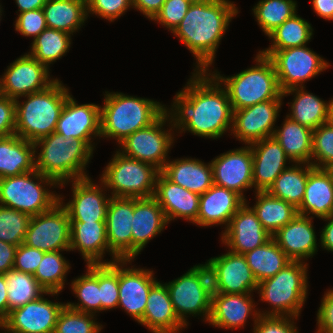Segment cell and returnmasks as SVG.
Wrapping results in <instances>:
<instances>
[{
    "instance_id": "cell-1",
    "label": "cell",
    "mask_w": 333,
    "mask_h": 333,
    "mask_svg": "<svg viewBox=\"0 0 333 333\" xmlns=\"http://www.w3.org/2000/svg\"><path fill=\"white\" fill-rule=\"evenodd\" d=\"M211 76V77H210ZM176 132L218 139L232 131L233 110L222 84L208 71H194L170 109Z\"/></svg>"
},
{
    "instance_id": "cell-2",
    "label": "cell",
    "mask_w": 333,
    "mask_h": 333,
    "mask_svg": "<svg viewBox=\"0 0 333 333\" xmlns=\"http://www.w3.org/2000/svg\"><path fill=\"white\" fill-rule=\"evenodd\" d=\"M238 12L230 0H207L190 5L172 34L194 55L197 64L194 71H209L220 40Z\"/></svg>"
},
{
    "instance_id": "cell-3",
    "label": "cell",
    "mask_w": 333,
    "mask_h": 333,
    "mask_svg": "<svg viewBox=\"0 0 333 333\" xmlns=\"http://www.w3.org/2000/svg\"><path fill=\"white\" fill-rule=\"evenodd\" d=\"M34 145L35 153L40 148L35 154V170L53 179L59 188L73 180L89 177L85 170L93 150L82 139L65 138L53 132Z\"/></svg>"
},
{
    "instance_id": "cell-4",
    "label": "cell",
    "mask_w": 333,
    "mask_h": 333,
    "mask_svg": "<svg viewBox=\"0 0 333 333\" xmlns=\"http://www.w3.org/2000/svg\"><path fill=\"white\" fill-rule=\"evenodd\" d=\"M100 107L101 137L120 144L135 131L154 123L168 108L152 99L108 92ZM166 106V107H165Z\"/></svg>"
},
{
    "instance_id": "cell-5",
    "label": "cell",
    "mask_w": 333,
    "mask_h": 333,
    "mask_svg": "<svg viewBox=\"0 0 333 333\" xmlns=\"http://www.w3.org/2000/svg\"><path fill=\"white\" fill-rule=\"evenodd\" d=\"M69 94V89L56 78L46 89L23 96V102L16 99L15 135L35 143L55 132Z\"/></svg>"
},
{
    "instance_id": "cell-6",
    "label": "cell",
    "mask_w": 333,
    "mask_h": 333,
    "mask_svg": "<svg viewBox=\"0 0 333 333\" xmlns=\"http://www.w3.org/2000/svg\"><path fill=\"white\" fill-rule=\"evenodd\" d=\"M255 66L233 76L223 77L220 72L209 70L225 88L232 110L246 108L268 100H282L276 70L271 59L257 53ZM212 72V73H211Z\"/></svg>"
},
{
    "instance_id": "cell-7",
    "label": "cell",
    "mask_w": 333,
    "mask_h": 333,
    "mask_svg": "<svg viewBox=\"0 0 333 333\" xmlns=\"http://www.w3.org/2000/svg\"><path fill=\"white\" fill-rule=\"evenodd\" d=\"M308 264L291 261L275 276L258 283L262 302L271 305V311H260V316H289L298 318L308 296Z\"/></svg>"
},
{
    "instance_id": "cell-8",
    "label": "cell",
    "mask_w": 333,
    "mask_h": 333,
    "mask_svg": "<svg viewBox=\"0 0 333 333\" xmlns=\"http://www.w3.org/2000/svg\"><path fill=\"white\" fill-rule=\"evenodd\" d=\"M47 186L59 188L53 179L45 177L37 170L2 178L0 179V205L30 216L38 215L59 202V194L50 192Z\"/></svg>"
},
{
    "instance_id": "cell-9",
    "label": "cell",
    "mask_w": 333,
    "mask_h": 333,
    "mask_svg": "<svg viewBox=\"0 0 333 333\" xmlns=\"http://www.w3.org/2000/svg\"><path fill=\"white\" fill-rule=\"evenodd\" d=\"M160 170L152 164L124 156L116 151L100 177L111 197H154ZM110 189V190H109Z\"/></svg>"
},
{
    "instance_id": "cell-10",
    "label": "cell",
    "mask_w": 333,
    "mask_h": 333,
    "mask_svg": "<svg viewBox=\"0 0 333 333\" xmlns=\"http://www.w3.org/2000/svg\"><path fill=\"white\" fill-rule=\"evenodd\" d=\"M175 313L187 327V315L203 316L209 321L212 303V285L209 269L206 264H198L190 268L182 276L165 283Z\"/></svg>"
},
{
    "instance_id": "cell-11",
    "label": "cell",
    "mask_w": 333,
    "mask_h": 333,
    "mask_svg": "<svg viewBox=\"0 0 333 333\" xmlns=\"http://www.w3.org/2000/svg\"><path fill=\"white\" fill-rule=\"evenodd\" d=\"M166 122H169L167 130L163 128ZM175 128L174 118L167 109L150 126L135 131L123 140L118 151L126 157L152 164L161 171L169 159L167 155L175 140L171 131Z\"/></svg>"
},
{
    "instance_id": "cell-12",
    "label": "cell",
    "mask_w": 333,
    "mask_h": 333,
    "mask_svg": "<svg viewBox=\"0 0 333 333\" xmlns=\"http://www.w3.org/2000/svg\"><path fill=\"white\" fill-rule=\"evenodd\" d=\"M259 52L271 59L275 66L280 90L283 92L294 87H303L330 67L329 63L306 45L278 51Z\"/></svg>"
},
{
    "instance_id": "cell-13",
    "label": "cell",
    "mask_w": 333,
    "mask_h": 333,
    "mask_svg": "<svg viewBox=\"0 0 333 333\" xmlns=\"http://www.w3.org/2000/svg\"><path fill=\"white\" fill-rule=\"evenodd\" d=\"M23 244L43 252H70V220L60 201L51 209L31 216Z\"/></svg>"
},
{
    "instance_id": "cell-14",
    "label": "cell",
    "mask_w": 333,
    "mask_h": 333,
    "mask_svg": "<svg viewBox=\"0 0 333 333\" xmlns=\"http://www.w3.org/2000/svg\"><path fill=\"white\" fill-rule=\"evenodd\" d=\"M205 264L210 273L212 293L244 294L257 291L258 282L243 254L228 250L221 256L210 258Z\"/></svg>"
},
{
    "instance_id": "cell-15",
    "label": "cell",
    "mask_w": 333,
    "mask_h": 333,
    "mask_svg": "<svg viewBox=\"0 0 333 333\" xmlns=\"http://www.w3.org/2000/svg\"><path fill=\"white\" fill-rule=\"evenodd\" d=\"M7 67L0 78L1 93L14 100L42 91L56 80L51 79L50 69L29 53L21 55Z\"/></svg>"
},
{
    "instance_id": "cell-16",
    "label": "cell",
    "mask_w": 333,
    "mask_h": 333,
    "mask_svg": "<svg viewBox=\"0 0 333 333\" xmlns=\"http://www.w3.org/2000/svg\"><path fill=\"white\" fill-rule=\"evenodd\" d=\"M283 100H268L233 111L231 135L245 145L272 137ZM233 133V134H232Z\"/></svg>"
},
{
    "instance_id": "cell-17",
    "label": "cell",
    "mask_w": 333,
    "mask_h": 333,
    "mask_svg": "<svg viewBox=\"0 0 333 333\" xmlns=\"http://www.w3.org/2000/svg\"><path fill=\"white\" fill-rule=\"evenodd\" d=\"M71 182V200L66 204L63 196L59 195V201L67 210L70 222H105L111 196H107L104 183L101 181L99 186L90 177Z\"/></svg>"
},
{
    "instance_id": "cell-18",
    "label": "cell",
    "mask_w": 333,
    "mask_h": 333,
    "mask_svg": "<svg viewBox=\"0 0 333 333\" xmlns=\"http://www.w3.org/2000/svg\"><path fill=\"white\" fill-rule=\"evenodd\" d=\"M65 305L50 301L42 295L9 312L1 325L12 333H53Z\"/></svg>"
},
{
    "instance_id": "cell-19",
    "label": "cell",
    "mask_w": 333,
    "mask_h": 333,
    "mask_svg": "<svg viewBox=\"0 0 333 333\" xmlns=\"http://www.w3.org/2000/svg\"><path fill=\"white\" fill-rule=\"evenodd\" d=\"M211 165L213 184L233 190L246 200L243 192L253 187V157L250 145L220 154L211 161Z\"/></svg>"
},
{
    "instance_id": "cell-20",
    "label": "cell",
    "mask_w": 333,
    "mask_h": 333,
    "mask_svg": "<svg viewBox=\"0 0 333 333\" xmlns=\"http://www.w3.org/2000/svg\"><path fill=\"white\" fill-rule=\"evenodd\" d=\"M100 107L94 103L78 104L68 95L59 116L55 132L65 138L82 139L92 150L93 138H101Z\"/></svg>"
},
{
    "instance_id": "cell-21",
    "label": "cell",
    "mask_w": 333,
    "mask_h": 333,
    "mask_svg": "<svg viewBox=\"0 0 333 333\" xmlns=\"http://www.w3.org/2000/svg\"><path fill=\"white\" fill-rule=\"evenodd\" d=\"M133 260H119L118 307L138 323L142 320L151 287L158 281L153 270L127 267ZM126 266V267H125Z\"/></svg>"
},
{
    "instance_id": "cell-22",
    "label": "cell",
    "mask_w": 333,
    "mask_h": 333,
    "mask_svg": "<svg viewBox=\"0 0 333 333\" xmlns=\"http://www.w3.org/2000/svg\"><path fill=\"white\" fill-rule=\"evenodd\" d=\"M272 238L262 226L256 213L246 202L231 218L228 227L221 234V241L229 251L245 254L264 245Z\"/></svg>"
},
{
    "instance_id": "cell-23",
    "label": "cell",
    "mask_w": 333,
    "mask_h": 333,
    "mask_svg": "<svg viewBox=\"0 0 333 333\" xmlns=\"http://www.w3.org/2000/svg\"><path fill=\"white\" fill-rule=\"evenodd\" d=\"M134 198L111 197L106 215L109 249L120 260H132Z\"/></svg>"
},
{
    "instance_id": "cell-24",
    "label": "cell",
    "mask_w": 333,
    "mask_h": 333,
    "mask_svg": "<svg viewBox=\"0 0 333 333\" xmlns=\"http://www.w3.org/2000/svg\"><path fill=\"white\" fill-rule=\"evenodd\" d=\"M252 296L251 293H212L209 325L229 330L241 329L250 316L255 324L260 311L255 310L257 306Z\"/></svg>"
},
{
    "instance_id": "cell-25",
    "label": "cell",
    "mask_w": 333,
    "mask_h": 333,
    "mask_svg": "<svg viewBox=\"0 0 333 333\" xmlns=\"http://www.w3.org/2000/svg\"><path fill=\"white\" fill-rule=\"evenodd\" d=\"M250 147L255 192L268 191L275 179L289 167L286 165L288 161L291 163V160L273 136L251 143Z\"/></svg>"
},
{
    "instance_id": "cell-26",
    "label": "cell",
    "mask_w": 333,
    "mask_h": 333,
    "mask_svg": "<svg viewBox=\"0 0 333 333\" xmlns=\"http://www.w3.org/2000/svg\"><path fill=\"white\" fill-rule=\"evenodd\" d=\"M313 218L297 214L289 223L279 229L272 238L291 261L308 260L317 253V237Z\"/></svg>"
},
{
    "instance_id": "cell-27",
    "label": "cell",
    "mask_w": 333,
    "mask_h": 333,
    "mask_svg": "<svg viewBox=\"0 0 333 333\" xmlns=\"http://www.w3.org/2000/svg\"><path fill=\"white\" fill-rule=\"evenodd\" d=\"M246 200L237 192L213 184L205 193L200 195L197 221L199 227L226 225Z\"/></svg>"
},
{
    "instance_id": "cell-28",
    "label": "cell",
    "mask_w": 333,
    "mask_h": 333,
    "mask_svg": "<svg viewBox=\"0 0 333 333\" xmlns=\"http://www.w3.org/2000/svg\"><path fill=\"white\" fill-rule=\"evenodd\" d=\"M154 198L161 206L168 223L176 218L193 224L197 221L200 195L174 184L161 172L156 180Z\"/></svg>"
},
{
    "instance_id": "cell-29",
    "label": "cell",
    "mask_w": 333,
    "mask_h": 333,
    "mask_svg": "<svg viewBox=\"0 0 333 333\" xmlns=\"http://www.w3.org/2000/svg\"><path fill=\"white\" fill-rule=\"evenodd\" d=\"M81 253L86 264H109L120 260L108 246L106 222H70V251ZM105 252L112 255L103 260Z\"/></svg>"
},
{
    "instance_id": "cell-30",
    "label": "cell",
    "mask_w": 333,
    "mask_h": 333,
    "mask_svg": "<svg viewBox=\"0 0 333 333\" xmlns=\"http://www.w3.org/2000/svg\"><path fill=\"white\" fill-rule=\"evenodd\" d=\"M168 221L154 197L134 198L132 221V260L145 248L146 244L166 228Z\"/></svg>"
},
{
    "instance_id": "cell-31",
    "label": "cell",
    "mask_w": 333,
    "mask_h": 333,
    "mask_svg": "<svg viewBox=\"0 0 333 333\" xmlns=\"http://www.w3.org/2000/svg\"><path fill=\"white\" fill-rule=\"evenodd\" d=\"M298 214L319 219L333 216V172L310 164V173ZM312 215V216H310ZM314 215V217H313Z\"/></svg>"
},
{
    "instance_id": "cell-32",
    "label": "cell",
    "mask_w": 333,
    "mask_h": 333,
    "mask_svg": "<svg viewBox=\"0 0 333 333\" xmlns=\"http://www.w3.org/2000/svg\"><path fill=\"white\" fill-rule=\"evenodd\" d=\"M139 323L152 333H180L186 327L175 313L165 283L157 281L151 287L145 312Z\"/></svg>"
},
{
    "instance_id": "cell-33",
    "label": "cell",
    "mask_w": 333,
    "mask_h": 333,
    "mask_svg": "<svg viewBox=\"0 0 333 333\" xmlns=\"http://www.w3.org/2000/svg\"><path fill=\"white\" fill-rule=\"evenodd\" d=\"M160 172L174 184L198 195H202L213 185L211 162L206 164L195 158L168 160Z\"/></svg>"
},
{
    "instance_id": "cell-34",
    "label": "cell",
    "mask_w": 333,
    "mask_h": 333,
    "mask_svg": "<svg viewBox=\"0 0 333 333\" xmlns=\"http://www.w3.org/2000/svg\"><path fill=\"white\" fill-rule=\"evenodd\" d=\"M290 94H294V99L290 102V113L286 116L291 120L311 130L328 122L331 100L327 103L313 93L306 91L304 86L290 88L282 92L283 98Z\"/></svg>"
},
{
    "instance_id": "cell-35",
    "label": "cell",
    "mask_w": 333,
    "mask_h": 333,
    "mask_svg": "<svg viewBox=\"0 0 333 333\" xmlns=\"http://www.w3.org/2000/svg\"><path fill=\"white\" fill-rule=\"evenodd\" d=\"M35 145L18 135L0 137V179L35 170Z\"/></svg>"
},
{
    "instance_id": "cell-36",
    "label": "cell",
    "mask_w": 333,
    "mask_h": 333,
    "mask_svg": "<svg viewBox=\"0 0 333 333\" xmlns=\"http://www.w3.org/2000/svg\"><path fill=\"white\" fill-rule=\"evenodd\" d=\"M47 28L77 32L87 20L86 0H47L42 8Z\"/></svg>"
},
{
    "instance_id": "cell-37",
    "label": "cell",
    "mask_w": 333,
    "mask_h": 333,
    "mask_svg": "<svg viewBox=\"0 0 333 333\" xmlns=\"http://www.w3.org/2000/svg\"><path fill=\"white\" fill-rule=\"evenodd\" d=\"M313 130L286 116L282 126L275 129L273 137L293 163L311 164Z\"/></svg>"
},
{
    "instance_id": "cell-38",
    "label": "cell",
    "mask_w": 333,
    "mask_h": 333,
    "mask_svg": "<svg viewBox=\"0 0 333 333\" xmlns=\"http://www.w3.org/2000/svg\"><path fill=\"white\" fill-rule=\"evenodd\" d=\"M256 204L251 207L263 228L274 235L289 223L297 214V208L282 199L272 196L268 191L255 192Z\"/></svg>"
},
{
    "instance_id": "cell-39",
    "label": "cell",
    "mask_w": 333,
    "mask_h": 333,
    "mask_svg": "<svg viewBox=\"0 0 333 333\" xmlns=\"http://www.w3.org/2000/svg\"><path fill=\"white\" fill-rule=\"evenodd\" d=\"M243 255L258 283L275 276L291 262L273 238Z\"/></svg>"
},
{
    "instance_id": "cell-40",
    "label": "cell",
    "mask_w": 333,
    "mask_h": 333,
    "mask_svg": "<svg viewBox=\"0 0 333 333\" xmlns=\"http://www.w3.org/2000/svg\"><path fill=\"white\" fill-rule=\"evenodd\" d=\"M309 173L310 164H292L275 179L268 192L298 208L303 201Z\"/></svg>"
},
{
    "instance_id": "cell-41",
    "label": "cell",
    "mask_w": 333,
    "mask_h": 333,
    "mask_svg": "<svg viewBox=\"0 0 333 333\" xmlns=\"http://www.w3.org/2000/svg\"><path fill=\"white\" fill-rule=\"evenodd\" d=\"M86 266V274L75 278L71 283V289L76 298L78 297V303L68 302L66 305L73 310L95 315L101 312L99 264Z\"/></svg>"
},
{
    "instance_id": "cell-42",
    "label": "cell",
    "mask_w": 333,
    "mask_h": 333,
    "mask_svg": "<svg viewBox=\"0 0 333 333\" xmlns=\"http://www.w3.org/2000/svg\"><path fill=\"white\" fill-rule=\"evenodd\" d=\"M7 282L8 314L26 303L36 300L44 295L55 296L60 293L46 292L36 278L29 273L14 269L4 274Z\"/></svg>"
},
{
    "instance_id": "cell-43",
    "label": "cell",
    "mask_w": 333,
    "mask_h": 333,
    "mask_svg": "<svg viewBox=\"0 0 333 333\" xmlns=\"http://www.w3.org/2000/svg\"><path fill=\"white\" fill-rule=\"evenodd\" d=\"M272 45L262 51H278L307 45L313 36L311 24L295 13L267 35Z\"/></svg>"
},
{
    "instance_id": "cell-44",
    "label": "cell",
    "mask_w": 333,
    "mask_h": 333,
    "mask_svg": "<svg viewBox=\"0 0 333 333\" xmlns=\"http://www.w3.org/2000/svg\"><path fill=\"white\" fill-rule=\"evenodd\" d=\"M71 41L70 34L46 28L32 41L29 54L50 69V64L61 59L69 51Z\"/></svg>"
},
{
    "instance_id": "cell-45",
    "label": "cell",
    "mask_w": 333,
    "mask_h": 333,
    "mask_svg": "<svg viewBox=\"0 0 333 333\" xmlns=\"http://www.w3.org/2000/svg\"><path fill=\"white\" fill-rule=\"evenodd\" d=\"M62 251L45 252L33 275L46 292L60 293L65 285L67 273L71 268Z\"/></svg>"
},
{
    "instance_id": "cell-46",
    "label": "cell",
    "mask_w": 333,
    "mask_h": 333,
    "mask_svg": "<svg viewBox=\"0 0 333 333\" xmlns=\"http://www.w3.org/2000/svg\"><path fill=\"white\" fill-rule=\"evenodd\" d=\"M252 10L258 25L267 36L297 13V3L294 0H260Z\"/></svg>"
},
{
    "instance_id": "cell-47",
    "label": "cell",
    "mask_w": 333,
    "mask_h": 333,
    "mask_svg": "<svg viewBox=\"0 0 333 333\" xmlns=\"http://www.w3.org/2000/svg\"><path fill=\"white\" fill-rule=\"evenodd\" d=\"M31 216L0 205V240L15 246L23 243Z\"/></svg>"
},
{
    "instance_id": "cell-48",
    "label": "cell",
    "mask_w": 333,
    "mask_h": 333,
    "mask_svg": "<svg viewBox=\"0 0 333 333\" xmlns=\"http://www.w3.org/2000/svg\"><path fill=\"white\" fill-rule=\"evenodd\" d=\"M96 315L73 310L67 305L61 310L53 333H100L104 328Z\"/></svg>"
},
{
    "instance_id": "cell-49",
    "label": "cell",
    "mask_w": 333,
    "mask_h": 333,
    "mask_svg": "<svg viewBox=\"0 0 333 333\" xmlns=\"http://www.w3.org/2000/svg\"><path fill=\"white\" fill-rule=\"evenodd\" d=\"M99 290L101 311L118 308L119 260L109 264H99Z\"/></svg>"
},
{
    "instance_id": "cell-50",
    "label": "cell",
    "mask_w": 333,
    "mask_h": 333,
    "mask_svg": "<svg viewBox=\"0 0 333 333\" xmlns=\"http://www.w3.org/2000/svg\"><path fill=\"white\" fill-rule=\"evenodd\" d=\"M311 165L326 169L333 167V126L329 122L313 130Z\"/></svg>"
},
{
    "instance_id": "cell-51",
    "label": "cell",
    "mask_w": 333,
    "mask_h": 333,
    "mask_svg": "<svg viewBox=\"0 0 333 333\" xmlns=\"http://www.w3.org/2000/svg\"><path fill=\"white\" fill-rule=\"evenodd\" d=\"M87 17L95 14L110 22L118 19L128 9L133 8V0H86Z\"/></svg>"
},
{
    "instance_id": "cell-52",
    "label": "cell",
    "mask_w": 333,
    "mask_h": 333,
    "mask_svg": "<svg viewBox=\"0 0 333 333\" xmlns=\"http://www.w3.org/2000/svg\"><path fill=\"white\" fill-rule=\"evenodd\" d=\"M190 5L187 0H166L152 21H157L172 33L186 15Z\"/></svg>"
},
{
    "instance_id": "cell-53",
    "label": "cell",
    "mask_w": 333,
    "mask_h": 333,
    "mask_svg": "<svg viewBox=\"0 0 333 333\" xmlns=\"http://www.w3.org/2000/svg\"><path fill=\"white\" fill-rule=\"evenodd\" d=\"M15 30L25 37H33V40L47 28L43 9L30 10L17 14Z\"/></svg>"
},
{
    "instance_id": "cell-54",
    "label": "cell",
    "mask_w": 333,
    "mask_h": 333,
    "mask_svg": "<svg viewBox=\"0 0 333 333\" xmlns=\"http://www.w3.org/2000/svg\"><path fill=\"white\" fill-rule=\"evenodd\" d=\"M294 317L260 316L254 324L253 333H298Z\"/></svg>"
},
{
    "instance_id": "cell-55",
    "label": "cell",
    "mask_w": 333,
    "mask_h": 333,
    "mask_svg": "<svg viewBox=\"0 0 333 333\" xmlns=\"http://www.w3.org/2000/svg\"><path fill=\"white\" fill-rule=\"evenodd\" d=\"M45 252L25 244L17 246L13 269L34 275Z\"/></svg>"
},
{
    "instance_id": "cell-56",
    "label": "cell",
    "mask_w": 333,
    "mask_h": 333,
    "mask_svg": "<svg viewBox=\"0 0 333 333\" xmlns=\"http://www.w3.org/2000/svg\"><path fill=\"white\" fill-rule=\"evenodd\" d=\"M16 101L7 96H0V137L15 135Z\"/></svg>"
},
{
    "instance_id": "cell-57",
    "label": "cell",
    "mask_w": 333,
    "mask_h": 333,
    "mask_svg": "<svg viewBox=\"0 0 333 333\" xmlns=\"http://www.w3.org/2000/svg\"><path fill=\"white\" fill-rule=\"evenodd\" d=\"M317 333H333V288L321 299L317 312Z\"/></svg>"
},
{
    "instance_id": "cell-58",
    "label": "cell",
    "mask_w": 333,
    "mask_h": 333,
    "mask_svg": "<svg viewBox=\"0 0 333 333\" xmlns=\"http://www.w3.org/2000/svg\"><path fill=\"white\" fill-rule=\"evenodd\" d=\"M17 246L0 240V274L13 269Z\"/></svg>"
},
{
    "instance_id": "cell-59",
    "label": "cell",
    "mask_w": 333,
    "mask_h": 333,
    "mask_svg": "<svg viewBox=\"0 0 333 333\" xmlns=\"http://www.w3.org/2000/svg\"><path fill=\"white\" fill-rule=\"evenodd\" d=\"M166 0H133V8L139 10L150 20L159 13Z\"/></svg>"
},
{
    "instance_id": "cell-60",
    "label": "cell",
    "mask_w": 333,
    "mask_h": 333,
    "mask_svg": "<svg viewBox=\"0 0 333 333\" xmlns=\"http://www.w3.org/2000/svg\"><path fill=\"white\" fill-rule=\"evenodd\" d=\"M322 220L328 223L322 228L319 244L322 249L333 252V216L322 218Z\"/></svg>"
},
{
    "instance_id": "cell-61",
    "label": "cell",
    "mask_w": 333,
    "mask_h": 333,
    "mask_svg": "<svg viewBox=\"0 0 333 333\" xmlns=\"http://www.w3.org/2000/svg\"><path fill=\"white\" fill-rule=\"evenodd\" d=\"M314 12L321 18L333 20V0H311Z\"/></svg>"
},
{
    "instance_id": "cell-62",
    "label": "cell",
    "mask_w": 333,
    "mask_h": 333,
    "mask_svg": "<svg viewBox=\"0 0 333 333\" xmlns=\"http://www.w3.org/2000/svg\"><path fill=\"white\" fill-rule=\"evenodd\" d=\"M7 282L4 274H0V325L8 316Z\"/></svg>"
},
{
    "instance_id": "cell-63",
    "label": "cell",
    "mask_w": 333,
    "mask_h": 333,
    "mask_svg": "<svg viewBox=\"0 0 333 333\" xmlns=\"http://www.w3.org/2000/svg\"><path fill=\"white\" fill-rule=\"evenodd\" d=\"M19 13L42 9L47 0H15Z\"/></svg>"
},
{
    "instance_id": "cell-64",
    "label": "cell",
    "mask_w": 333,
    "mask_h": 333,
    "mask_svg": "<svg viewBox=\"0 0 333 333\" xmlns=\"http://www.w3.org/2000/svg\"><path fill=\"white\" fill-rule=\"evenodd\" d=\"M328 122L333 126V98L331 99Z\"/></svg>"
},
{
    "instance_id": "cell-65",
    "label": "cell",
    "mask_w": 333,
    "mask_h": 333,
    "mask_svg": "<svg viewBox=\"0 0 333 333\" xmlns=\"http://www.w3.org/2000/svg\"><path fill=\"white\" fill-rule=\"evenodd\" d=\"M187 1L190 2L191 4H198V3L205 2L207 0H187Z\"/></svg>"
},
{
    "instance_id": "cell-66",
    "label": "cell",
    "mask_w": 333,
    "mask_h": 333,
    "mask_svg": "<svg viewBox=\"0 0 333 333\" xmlns=\"http://www.w3.org/2000/svg\"><path fill=\"white\" fill-rule=\"evenodd\" d=\"M0 328H1V330H4V332H3V333H12V332H10V331L6 330V328H5V327H3L2 325H0ZM6 331H7V332H6Z\"/></svg>"
},
{
    "instance_id": "cell-67",
    "label": "cell",
    "mask_w": 333,
    "mask_h": 333,
    "mask_svg": "<svg viewBox=\"0 0 333 333\" xmlns=\"http://www.w3.org/2000/svg\"><path fill=\"white\" fill-rule=\"evenodd\" d=\"M3 11H2V7H1V5H0V20H1V16H2V13Z\"/></svg>"
},
{
    "instance_id": "cell-68",
    "label": "cell",
    "mask_w": 333,
    "mask_h": 333,
    "mask_svg": "<svg viewBox=\"0 0 333 333\" xmlns=\"http://www.w3.org/2000/svg\"><path fill=\"white\" fill-rule=\"evenodd\" d=\"M2 95V93H1V82H0V96Z\"/></svg>"
}]
</instances>
